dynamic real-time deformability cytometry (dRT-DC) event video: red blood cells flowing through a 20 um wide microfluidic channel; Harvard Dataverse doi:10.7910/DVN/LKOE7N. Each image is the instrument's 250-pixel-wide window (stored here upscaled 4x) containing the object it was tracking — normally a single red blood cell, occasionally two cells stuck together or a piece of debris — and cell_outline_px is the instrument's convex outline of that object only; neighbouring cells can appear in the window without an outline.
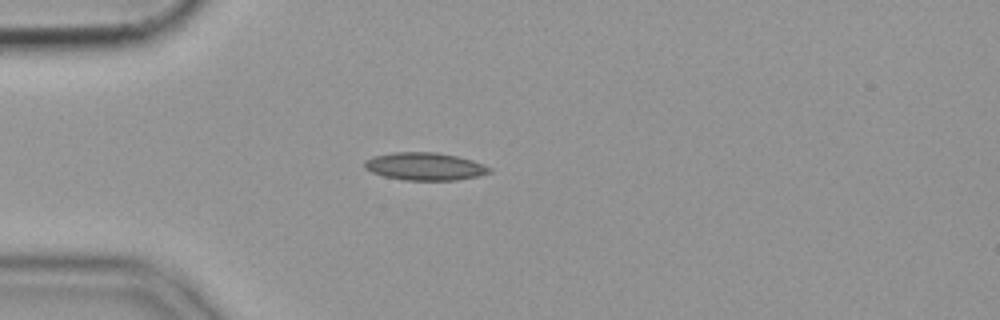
{"species": "common noctule bat (a hibernating species)", "species_latin": "Nyctalus noctula", "temperature_condition": "cold", "stored_images_in_passage": 5, "camera_frame_rate_fps": 3000, "um_per_image_px": 0.085, "animal": {"sex": "female", "body_mass_g": 19.9}, "frame": {"image": 1, "passage_image": 1, "time_ms": 0.0, "image_size_px": [1000, 320], "cell_outline_px": [[492, 172], [476, 176], [456, 180], [404, 180], [384, 176], [372, 172], [364, 168], [364, 160], [372, 156], [396, 152], [436, 152], [456, 156], [472, 160], [492, 168]], "centroid_in_image_um": [36.09, 14.14], "position_along_channel_um": 48.9, "area_um2": 20.11}}